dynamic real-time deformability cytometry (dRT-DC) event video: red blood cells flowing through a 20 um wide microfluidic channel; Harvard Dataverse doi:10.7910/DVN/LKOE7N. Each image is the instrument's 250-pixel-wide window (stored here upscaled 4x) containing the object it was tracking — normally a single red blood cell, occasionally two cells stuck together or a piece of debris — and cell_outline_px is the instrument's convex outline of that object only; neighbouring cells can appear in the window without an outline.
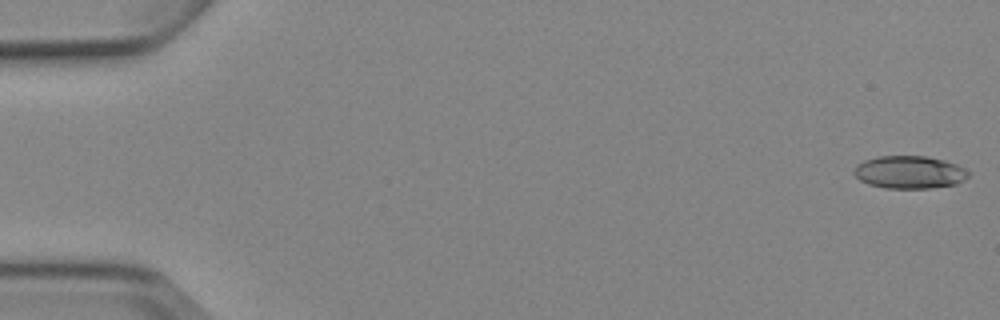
{"species": "Egyptian fruit bat (a non-hibernating species)", "species_latin": "Rousettus aegyptiacus", "temperature_condition": "cold", "stored_images_in_passage": 6, "camera_frame_rate_fps": 3000, "um_per_image_px": 0.085, "animal": {"sex": "female"}, "frame": {"image": 1, "passage_image": 1, "time_ms": 0.0, "image_size_px": [1000, 320], "cell_outline_px": [[972, 172], [964, 180], [956, 184], [932, 188], [884, 188], [868, 184], [860, 180], [852, 172], [856, 164], [864, 160], [876, 156], [924, 156], [944, 160], [956, 164]], "centroid_in_image_um": [77.29, 14.64], "position_along_channel_um": 7.7, "area_um2": 22.02}}
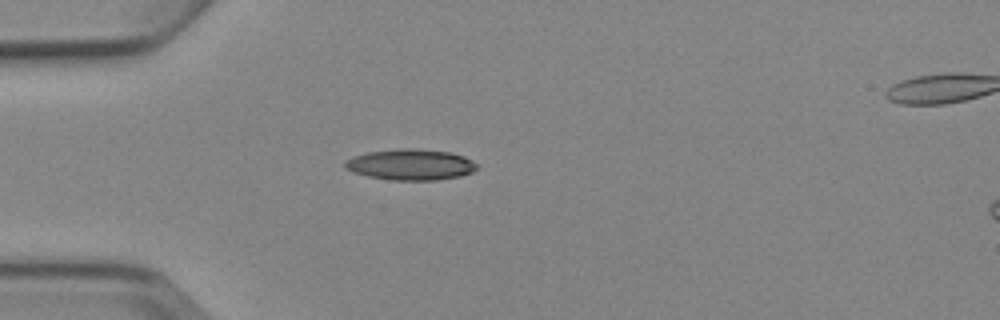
{"frame": {"image": 2, "passage_image": 5, "time_ms": 4.667, "image_size_px": [1000, 320], "cell_outline_px": [[480, 168], [472, 172], [460, 176], [436, 180], [392, 180], [368, 176], [352, 172], [344, 168], [344, 160], [352, 156], [368, 152], [400, 148], [416, 148], [452, 152], [464, 156], [480, 164]], "centroid_in_image_um": [34.92, 13.98], "position_along_channel_um": 50.1, "area_um2": 24.22}}